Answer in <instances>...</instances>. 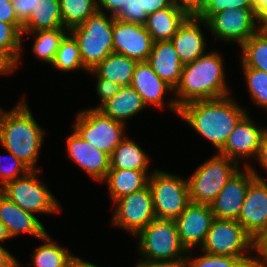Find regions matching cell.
<instances>
[{
    "label": "cell",
    "mask_w": 267,
    "mask_h": 267,
    "mask_svg": "<svg viewBox=\"0 0 267 267\" xmlns=\"http://www.w3.org/2000/svg\"><path fill=\"white\" fill-rule=\"evenodd\" d=\"M17 20L23 25L35 8L36 0H11Z\"/></svg>",
    "instance_id": "b9f144b4"
},
{
    "label": "cell",
    "mask_w": 267,
    "mask_h": 267,
    "mask_svg": "<svg viewBox=\"0 0 267 267\" xmlns=\"http://www.w3.org/2000/svg\"><path fill=\"white\" fill-rule=\"evenodd\" d=\"M256 266L267 267V229L255 239Z\"/></svg>",
    "instance_id": "7bdbcfd3"
},
{
    "label": "cell",
    "mask_w": 267,
    "mask_h": 267,
    "mask_svg": "<svg viewBox=\"0 0 267 267\" xmlns=\"http://www.w3.org/2000/svg\"><path fill=\"white\" fill-rule=\"evenodd\" d=\"M241 267H257L255 260H252L250 262H245Z\"/></svg>",
    "instance_id": "9f6ffc18"
},
{
    "label": "cell",
    "mask_w": 267,
    "mask_h": 267,
    "mask_svg": "<svg viewBox=\"0 0 267 267\" xmlns=\"http://www.w3.org/2000/svg\"><path fill=\"white\" fill-rule=\"evenodd\" d=\"M157 219L175 220L191 202L185 176L155 168L149 176Z\"/></svg>",
    "instance_id": "30bf717a"
},
{
    "label": "cell",
    "mask_w": 267,
    "mask_h": 267,
    "mask_svg": "<svg viewBox=\"0 0 267 267\" xmlns=\"http://www.w3.org/2000/svg\"><path fill=\"white\" fill-rule=\"evenodd\" d=\"M214 219L210 205L194 202L175 219L181 243L187 251L201 248Z\"/></svg>",
    "instance_id": "e0dca14e"
},
{
    "label": "cell",
    "mask_w": 267,
    "mask_h": 267,
    "mask_svg": "<svg viewBox=\"0 0 267 267\" xmlns=\"http://www.w3.org/2000/svg\"><path fill=\"white\" fill-rule=\"evenodd\" d=\"M0 221L7 227L12 239L26 234L39 240L48 232L41 218L21 209L1 192Z\"/></svg>",
    "instance_id": "44dd1931"
},
{
    "label": "cell",
    "mask_w": 267,
    "mask_h": 267,
    "mask_svg": "<svg viewBox=\"0 0 267 267\" xmlns=\"http://www.w3.org/2000/svg\"><path fill=\"white\" fill-rule=\"evenodd\" d=\"M138 260H184L188 251L181 243L175 220L154 219L136 236Z\"/></svg>",
    "instance_id": "5b68a950"
},
{
    "label": "cell",
    "mask_w": 267,
    "mask_h": 267,
    "mask_svg": "<svg viewBox=\"0 0 267 267\" xmlns=\"http://www.w3.org/2000/svg\"><path fill=\"white\" fill-rule=\"evenodd\" d=\"M67 135L65 150L68 160L81 168L87 177L101 184L110 170V156L83 140L73 129Z\"/></svg>",
    "instance_id": "9a60e30c"
},
{
    "label": "cell",
    "mask_w": 267,
    "mask_h": 267,
    "mask_svg": "<svg viewBox=\"0 0 267 267\" xmlns=\"http://www.w3.org/2000/svg\"><path fill=\"white\" fill-rule=\"evenodd\" d=\"M64 28L60 0H36L29 19L22 25V33Z\"/></svg>",
    "instance_id": "83f0119b"
},
{
    "label": "cell",
    "mask_w": 267,
    "mask_h": 267,
    "mask_svg": "<svg viewBox=\"0 0 267 267\" xmlns=\"http://www.w3.org/2000/svg\"><path fill=\"white\" fill-rule=\"evenodd\" d=\"M225 57L219 49H209L195 61L184 64L180 81L174 89L179 106L196 100L216 99L233 94L227 83Z\"/></svg>",
    "instance_id": "3957f363"
},
{
    "label": "cell",
    "mask_w": 267,
    "mask_h": 267,
    "mask_svg": "<svg viewBox=\"0 0 267 267\" xmlns=\"http://www.w3.org/2000/svg\"><path fill=\"white\" fill-rule=\"evenodd\" d=\"M133 267H187L185 259L178 261H142L137 260Z\"/></svg>",
    "instance_id": "f907efd6"
},
{
    "label": "cell",
    "mask_w": 267,
    "mask_h": 267,
    "mask_svg": "<svg viewBox=\"0 0 267 267\" xmlns=\"http://www.w3.org/2000/svg\"><path fill=\"white\" fill-rule=\"evenodd\" d=\"M0 156V188L25 175L30 169L7 150Z\"/></svg>",
    "instance_id": "8d00e7d4"
},
{
    "label": "cell",
    "mask_w": 267,
    "mask_h": 267,
    "mask_svg": "<svg viewBox=\"0 0 267 267\" xmlns=\"http://www.w3.org/2000/svg\"><path fill=\"white\" fill-rule=\"evenodd\" d=\"M87 74L91 75L90 77L95 78L94 81L96 85L95 87V93L97 98H99L98 104H96L93 107H86L89 109H99L105 102H107L109 99H111L121 88L118 84L105 79L98 77L92 70H88Z\"/></svg>",
    "instance_id": "74e56055"
},
{
    "label": "cell",
    "mask_w": 267,
    "mask_h": 267,
    "mask_svg": "<svg viewBox=\"0 0 267 267\" xmlns=\"http://www.w3.org/2000/svg\"><path fill=\"white\" fill-rule=\"evenodd\" d=\"M0 21L11 24H21L17 20L11 0H0Z\"/></svg>",
    "instance_id": "f6af8a7d"
},
{
    "label": "cell",
    "mask_w": 267,
    "mask_h": 267,
    "mask_svg": "<svg viewBox=\"0 0 267 267\" xmlns=\"http://www.w3.org/2000/svg\"><path fill=\"white\" fill-rule=\"evenodd\" d=\"M187 16L171 4L147 16L145 28L153 42L170 41Z\"/></svg>",
    "instance_id": "4316f807"
},
{
    "label": "cell",
    "mask_w": 267,
    "mask_h": 267,
    "mask_svg": "<svg viewBox=\"0 0 267 267\" xmlns=\"http://www.w3.org/2000/svg\"><path fill=\"white\" fill-rule=\"evenodd\" d=\"M74 115L71 129L109 156L128 136L126 124L105 116L98 109L80 108Z\"/></svg>",
    "instance_id": "9c48e42d"
},
{
    "label": "cell",
    "mask_w": 267,
    "mask_h": 267,
    "mask_svg": "<svg viewBox=\"0 0 267 267\" xmlns=\"http://www.w3.org/2000/svg\"><path fill=\"white\" fill-rule=\"evenodd\" d=\"M240 168L237 162L214 153L186 176L190 201L210 205Z\"/></svg>",
    "instance_id": "52a82bcc"
},
{
    "label": "cell",
    "mask_w": 267,
    "mask_h": 267,
    "mask_svg": "<svg viewBox=\"0 0 267 267\" xmlns=\"http://www.w3.org/2000/svg\"><path fill=\"white\" fill-rule=\"evenodd\" d=\"M66 267H73V260Z\"/></svg>",
    "instance_id": "680465c9"
},
{
    "label": "cell",
    "mask_w": 267,
    "mask_h": 267,
    "mask_svg": "<svg viewBox=\"0 0 267 267\" xmlns=\"http://www.w3.org/2000/svg\"><path fill=\"white\" fill-rule=\"evenodd\" d=\"M130 1L133 0H96V3L98 11L112 14L115 18Z\"/></svg>",
    "instance_id": "ee69618b"
},
{
    "label": "cell",
    "mask_w": 267,
    "mask_h": 267,
    "mask_svg": "<svg viewBox=\"0 0 267 267\" xmlns=\"http://www.w3.org/2000/svg\"><path fill=\"white\" fill-rule=\"evenodd\" d=\"M153 44L145 25L114 19L113 53L127 56L137 62H146Z\"/></svg>",
    "instance_id": "ac0fdd59"
},
{
    "label": "cell",
    "mask_w": 267,
    "mask_h": 267,
    "mask_svg": "<svg viewBox=\"0 0 267 267\" xmlns=\"http://www.w3.org/2000/svg\"><path fill=\"white\" fill-rule=\"evenodd\" d=\"M110 226L125 231L129 236H136L152 220L156 219L152 191L145 188L124 195L111 203Z\"/></svg>",
    "instance_id": "8fae6325"
},
{
    "label": "cell",
    "mask_w": 267,
    "mask_h": 267,
    "mask_svg": "<svg viewBox=\"0 0 267 267\" xmlns=\"http://www.w3.org/2000/svg\"><path fill=\"white\" fill-rule=\"evenodd\" d=\"M7 247L0 245V267H22L18 257L10 252L11 248Z\"/></svg>",
    "instance_id": "c3c4849f"
},
{
    "label": "cell",
    "mask_w": 267,
    "mask_h": 267,
    "mask_svg": "<svg viewBox=\"0 0 267 267\" xmlns=\"http://www.w3.org/2000/svg\"><path fill=\"white\" fill-rule=\"evenodd\" d=\"M114 19L112 14L97 11L82 24L69 30L78 43L83 65L88 70L113 53Z\"/></svg>",
    "instance_id": "8992f818"
},
{
    "label": "cell",
    "mask_w": 267,
    "mask_h": 267,
    "mask_svg": "<svg viewBox=\"0 0 267 267\" xmlns=\"http://www.w3.org/2000/svg\"><path fill=\"white\" fill-rule=\"evenodd\" d=\"M147 106L144 104L140 95L131 86H123L98 110L105 116L113 120L122 122L128 126V120L131 121L134 116H138Z\"/></svg>",
    "instance_id": "603a6c76"
},
{
    "label": "cell",
    "mask_w": 267,
    "mask_h": 267,
    "mask_svg": "<svg viewBox=\"0 0 267 267\" xmlns=\"http://www.w3.org/2000/svg\"><path fill=\"white\" fill-rule=\"evenodd\" d=\"M241 73L246 83L248 97L254 107L264 108L267 111V73L258 69L241 67Z\"/></svg>",
    "instance_id": "e575fe53"
},
{
    "label": "cell",
    "mask_w": 267,
    "mask_h": 267,
    "mask_svg": "<svg viewBox=\"0 0 267 267\" xmlns=\"http://www.w3.org/2000/svg\"><path fill=\"white\" fill-rule=\"evenodd\" d=\"M262 27L267 31V18L262 22Z\"/></svg>",
    "instance_id": "6f0895ef"
},
{
    "label": "cell",
    "mask_w": 267,
    "mask_h": 267,
    "mask_svg": "<svg viewBox=\"0 0 267 267\" xmlns=\"http://www.w3.org/2000/svg\"><path fill=\"white\" fill-rule=\"evenodd\" d=\"M236 8L255 9L253 0H212L199 18L207 21L213 14L219 13L224 9L231 11Z\"/></svg>",
    "instance_id": "f35d334b"
},
{
    "label": "cell",
    "mask_w": 267,
    "mask_h": 267,
    "mask_svg": "<svg viewBox=\"0 0 267 267\" xmlns=\"http://www.w3.org/2000/svg\"><path fill=\"white\" fill-rule=\"evenodd\" d=\"M17 71V63L2 49H0V77L10 76Z\"/></svg>",
    "instance_id": "bcb514c9"
},
{
    "label": "cell",
    "mask_w": 267,
    "mask_h": 267,
    "mask_svg": "<svg viewBox=\"0 0 267 267\" xmlns=\"http://www.w3.org/2000/svg\"><path fill=\"white\" fill-rule=\"evenodd\" d=\"M148 14L142 12V5L139 0L130 1L125 5L123 9L115 19L121 20L123 22H131L135 24L145 25L147 21Z\"/></svg>",
    "instance_id": "ab89813d"
},
{
    "label": "cell",
    "mask_w": 267,
    "mask_h": 267,
    "mask_svg": "<svg viewBox=\"0 0 267 267\" xmlns=\"http://www.w3.org/2000/svg\"><path fill=\"white\" fill-rule=\"evenodd\" d=\"M237 221L254 240L267 229V178L250 183Z\"/></svg>",
    "instance_id": "d6986e66"
},
{
    "label": "cell",
    "mask_w": 267,
    "mask_h": 267,
    "mask_svg": "<svg viewBox=\"0 0 267 267\" xmlns=\"http://www.w3.org/2000/svg\"><path fill=\"white\" fill-rule=\"evenodd\" d=\"M11 239L7 227L0 221V245H5V242Z\"/></svg>",
    "instance_id": "db71d44e"
},
{
    "label": "cell",
    "mask_w": 267,
    "mask_h": 267,
    "mask_svg": "<svg viewBox=\"0 0 267 267\" xmlns=\"http://www.w3.org/2000/svg\"><path fill=\"white\" fill-rule=\"evenodd\" d=\"M130 134L110 155V170H152L151 156Z\"/></svg>",
    "instance_id": "d4e9b609"
},
{
    "label": "cell",
    "mask_w": 267,
    "mask_h": 267,
    "mask_svg": "<svg viewBox=\"0 0 267 267\" xmlns=\"http://www.w3.org/2000/svg\"><path fill=\"white\" fill-rule=\"evenodd\" d=\"M0 49L4 50L16 63L17 70L23 60L24 42L22 24H11L0 21Z\"/></svg>",
    "instance_id": "836d02e7"
},
{
    "label": "cell",
    "mask_w": 267,
    "mask_h": 267,
    "mask_svg": "<svg viewBox=\"0 0 267 267\" xmlns=\"http://www.w3.org/2000/svg\"><path fill=\"white\" fill-rule=\"evenodd\" d=\"M255 120L247 113L218 153L237 162L241 167H250L258 155L261 138L267 127L259 125Z\"/></svg>",
    "instance_id": "4fadbf2b"
},
{
    "label": "cell",
    "mask_w": 267,
    "mask_h": 267,
    "mask_svg": "<svg viewBox=\"0 0 267 267\" xmlns=\"http://www.w3.org/2000/svg\"><path fill=\"white\" fill-rule=\"evenodd\" d=\"M205 253L254 260L255 240L237 220L214 219L201 248Z\"/></svg>",
    "instance_id": "ba28073f"
},
{
    "label": "cell",
    "mask_w": 267,
    "mask_h": 267,
    "mask_svg": "<svg viewBox=\"0 0 267 267\" xmlns=\"http://www.w3.org/2000/svg\"><path fill=\"white\" fill-rule=\"evenodd\" d=\"M42 170H29L25 175L7 182L0 192L21 209L34 215H52L63 211L62 203L42 179ZM41 175V176H40Z\"/></svg>",
    "instance_id": "277c9868"
},
{
    "label": "cell",
    "mask_w": 267,
    "mask_h": 267,
    "mask_svg": "<svg viewBox=\"0 0 267 267\" xmlns=\"http://www.w3.org/2000/svg\"><path fill=\"white\" fill-rule=\"evenodd\" d=\"M39 246H36L30 256V261L34 267H66L76 256L71 252L67 245H60V243L51 237L47 232L39 239Z\"/></svg>",
    "instance_id": "484cf974"
},
{
    "label": "cell",
    "mask_w": 267,
    "mask_h": 267,
    "mask_svg": "<svg viewBox=\"0 0 267 267\" xmlns=\"http://www.w3.org/2000/svg\"><path fill=\"white\" fill-rule=\"evenodd\" d=\"M257 16L263 22L267 18V0H253Z\"/></svg>",
    "instance_id": "816d5d0a"
},
{
    "label": "cell",
    "mask_w": 267,
    "mask_h": 267,
    "mask_svg": "<svg viewBox=\"0 0 267 267\" xmlns=\"http://www.w3.org/2000/svg\"><path fill=\"white\" fill-rule=\"evenodd\" d=\"M82 257L76 256L73 259V267H100L96 265L94 262H89L88 260L81 259Z\"/></svg>",
    "instance_id": "f5cc1de1"
},
{
    "label": "cell",
    "mask_w": 267,
    "mask_h": 267,
    "mask_svg": "<svg viewBox=\"0 0 267 267\" xmlns=\"http://www.w3.org/2000/svg\"><path fill=\"white\" fill-rule=\"evenodd\" d=\"M153 170H109L101 184L106 183L110 200L139 191L148 185L149 176Z\"/></svg>",
    "instance_id": "cb8c5ba5"
},
{
    "label": "cell",
    "mask_w": 267,
    "mask_h": 267,
    "mask_svg": "<svg viewBox=\"0 0 267 267\" xmlns=\"http://www.w3.org/2000/svg\"><path fill=\"white\" fill-rule=\"evenodd\" d=\"M230 94L216 99L196 100L179 108L178 117L194 129L199 137L211 143L218 153L238 122L249 109Z\"/></svg>",
    "instance_id": "6da1fadb"
},
{
    "label": "cell",
    "mask_w": 267,
    "mask_h": 267,
    "mask_svg": "<svg viewBox=\"0 0 267 267\" xmlns=\"http://www.w3.org/2000/svg\"><path fill=\"white\" fill-rule=\"evenodd\" d=\"M68 33L69 30L66 28L22 33V40H25L26 36H32L29 37L33 38L34 41L31 45L32 55L34 54L38 62L42 61L43 63H46V65H51L55 59L61 41Z\"/></svg>",
    "instance_id": "f546056e"
},
{
    "label": "cell",
    "mask_w": 267,
    "mask_h": 267,
    "mask_svg": "<svg viewBox=\"0 0 267 267\" xmlns=\"http://www.w3.org/2000/svg\"><path fill=\"white\" fill-rule=\"evenodd\" d=\"M26 97L23 93L11 109L0 107V147L30 170H44L37 162L47 132L34 117Z\"/></svg>",
    "instance_id": "7a4b0ae2"
},
{
    "label": "cell",
    "mask_w": 267,
    "mask_h": 267,
    "mask_svg": "<svg viewBox=\"0 0 267 267\" xmlns=\"http://www.w3.org/2000/svg\"><path fill=\"white\" fill-rule=\"evenodd\" d=\"M172 4L187 17H198V0H172Z\"/></svg>",
    "instance_id": "7dc6e473"
},
{
    "label": "cell",
    "mask_w": 267,
    "mask_h": 267,
    "mask_svg": "<svg viewBox=\"0 0 267 267\" xmlns=\"http://www.w3.org/2000/svg\"><path fill=\"white\" fill-rule=\"evenodd\" d=\"M147 63L163 81L173 89L176 88L184 65L180 61L171 40L155 42Z\"/></svg>",
    "instance_id": "7402d4cb"
},
{
    "label": "cell",
    "mask_w": 267,
    "mask_h": 267,
    "mask_svg": "<svg viewBox=\"0 0 267 267\" xmlns=\"http://www.w3.org/2000/svg\"><path fill=\"white\" fill-rule=\"evenodd\" d=\"M205 30L209 32L205 20L199 17H187L171 38L183 65L195 61L207 52L209 47L206 40L207 38L209 40V36L207 37Z\"/></svg>",
    "instance_id": "ffe728a7"
},
{
    "label": "cell",
    "mask_w": 267,
    "mask_h": 267,
    "mask_svg": "<svg viewBox=\"0 0 267 267\" xmlns=\"http://www.w3.org/2000/svg\"><path fill=\"white\" fill-rule=\"evenodd\" d=\"M137 63L127 56L110 53L91 70L98 77L108 79L121 87L130 86Z\"/></svg>",
    "instance_id": "f1b7e54d"
},
{
    "label": "cell",
    "mask_w": 267,
    "mask_h": 267,
    "mask_svg": "<svg viewBox=\"0 0 267 267\" xmlns=\"http://www.w3.org/2000/svg\"><path fill=\"white\" fill-rule=\"evenodd\" d=\"M240 67H248L267 73V31L261 27L240 46Z\"/></svg>",
    "instance_id": "4dcf8cb0"
},
{
    "label": "cell",
    "mask_w": 267,
    "mask_h": 267,
    "mask_svg": "<svg viewBox=\"0 0 267 267\" xmlns=\"http://www.w3.org/2000/svg\"><path fill=\"white\" fill-rule=\"evenodd\" d=\"M255 160L249 168L257 178H266L267 176L261 175V172H264V174L267 173V127L263 132L259 152ZM257 164L259 168L261 167L259 170L262 169L263 171H258Z\"/></svg>",
    "instance_id": "60d3db41"
},
{
    "label": "cell",
    "mask_w": 267,
    "mask_h": 267,
    "mask_svg": "<svg viewBox=\"0 0 267 267\" xmlns=\"http://www.w3.org/2000/svg\"><path fill=\"white\" fill-rule=\"evenodd\" d=\"M98 11L96 0H60L64 28L70 30Z\"/></svg>",
    "instance_id": "d6a6232c"
},
{
    "label": "cell",
    "mask_w": 267,
    "mask_h": 267,
    "mask_svg": "<svg viewBox=\"0 0 267 267\" xmlns=\"http://www.w3.org/2000/svg\"><path fill=\"white\" fill-rule=\"evenodd\" d=\"M50 66L65 74H70L72 71L77 72V70L85 72V74L88 72V69L83 65L78 43L70 33L61 41L55 59Z\"/></svg>",
    "instance_id": "1f68e13d"
},
{
    "label": "cell",
    "mask_w": 267,
    "mask_h": 267,
    "mask_svg": "<svg viewBox=\"0 0 267 267\" xmlns=\"http://www.w3.org/2000/svg\"><path fill=\"white\" fill-rule=\"evenodd\" d=\"M212 0H198V17L210 5Z\"/></svg>",
    "instance_id": "11a10c76"
},
{
    "label": "cell",
    "mask_w": 267,
    "mask_h": 267,
    "mask_svg": "<svg viewBox=\"0 0 267 267\" xmlns=\"http://www.w3.org/2000/svg\"><path fill=\"white\" fill-rule=\"evenodd\" d=\"M255 178L249 167H241L210 204L214 217L237 220L244 204L247 188Z\"/></svg>",
    "instance_id": "2e32d148"
},
{
    "label": "cell",
    "mask_w": 267,
    "mask_h": 267,
    "mask_svg": "<svg viewBox=\"0 0 267 267\" xmlns=\"http://www.w3.org/2000/svg\"><path fill=\"white\" fill-rule=\"evenodd\" d=\"M185 262L187 267H241L244 264L238 257L215 255L202 250L188 251Z\"/></svg>",
    "instance_id": "d590c367"
},
{
    "label": "cell",
    "mask_w": 267,
    "mask_h": 267,
    "mask_svg": "<svg viewBox=\"0 0 267 267\" xmlns=\"http://www.w3.org/2000/svg\"><path fill=\"white\" fill-rule=\"evenodd\" d=\"M209 32L215 41L240 47L262 27L255 9H224L207 21ZM227 42V43H226ZM233 43V44H232Z\"/></svg>",
    "instance_id": "7c38bea8"
},
{
    "label": "cell",
    "mask_w": 267,
    "mask_h": 267,
    "mask_svg": "<svg viewBox=\"0 0 267 267\" xmlns=\"http://www.w3.org/2000/svg\"><path fill=\"white\" fill-rule=\"evenodd\" d=\"M142 5V12L148 15L158 10L165 9L172 4V0H139Z\"/></svg>",
    "instance_id": "681fc988"
},
{
    "label": "cell",
    "mask_w": 267,
    "mask_h": 267,
    "mask_svg": "<svg viewBox=\"0 0 267 267\" xmlns=\"http://www.w3.org/2000/svg\"><path fill=\"white\" fill-rule=\"evenodd\" d=\"M130 86L136 90L147 107L160 111L166 109L178 116L179 106L174 98V89L155 73L147 61L136 64ZM166 96L171 98L167 99Z\"/></svg>",
    "instance_id": "5bb4252c"
}]
</instances>
